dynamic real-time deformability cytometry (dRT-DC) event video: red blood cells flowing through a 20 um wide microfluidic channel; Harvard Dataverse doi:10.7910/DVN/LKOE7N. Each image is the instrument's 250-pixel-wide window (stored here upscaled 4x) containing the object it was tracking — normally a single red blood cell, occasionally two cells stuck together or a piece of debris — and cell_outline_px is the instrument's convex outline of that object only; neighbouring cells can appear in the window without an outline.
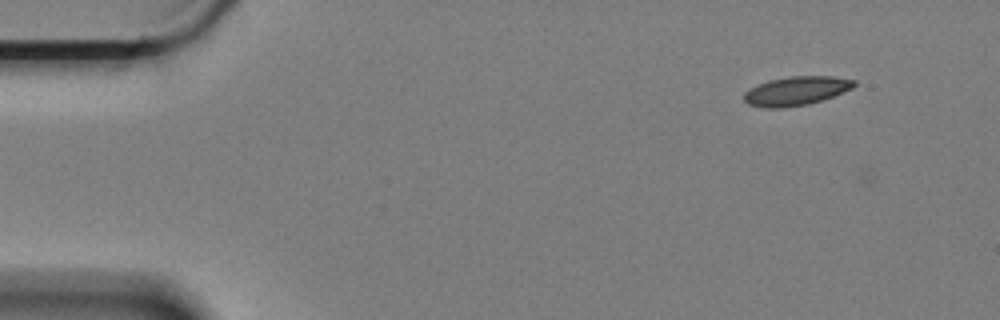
{"species": "Egyptian fruit bat (a non-hibernating species)", "species_latin": "Rousettus aegyptiacus", "temperature_condition": "cold", "stored_images_in_passage": 5, "camera_frame_rate_fps": 3000, "um_per_image_px": 0.085, "animal": {"sex": "female"}, "frame": {"image": 1, "passage_image": 1, "time_ms": 0.0, "image_size_px": [1000, 320], "cell_outline_px": [[856, 84], [852, 88], [832, 96], [808, 104], [780, 108], [764, 108], [748, 104], [744, 100], [744, 92], [748, 88], [768, 80], [788, 76], [832, 76], [856, 80]], "centroid_in_image_um": [67.63, 7.72], "position_along_channel_um": 17.4, "area_um2": 18.55}}
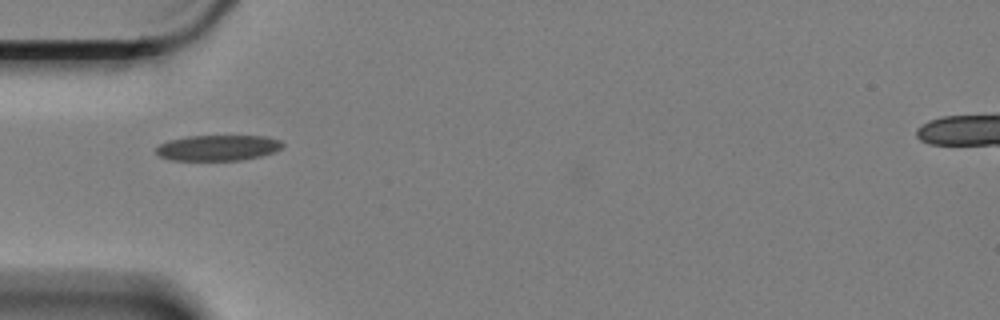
{"frame": {"image": 2, "passage_image": 4, "time_ms": 1.0, "image_size_px": [1000, 320], "cell_outline_px": [[284, 144], [276, 152], [260, 156], [240, 160], [172, 160], [160, 156], [156, 152], [156, 148], [160, 144], [168, 140], [188, 136], [264, 136], [280, 140]], "centroid_in_image_um": [18.53, 12.56], "position_along_channel_um": 66.5, "area_um2": 18.84}}
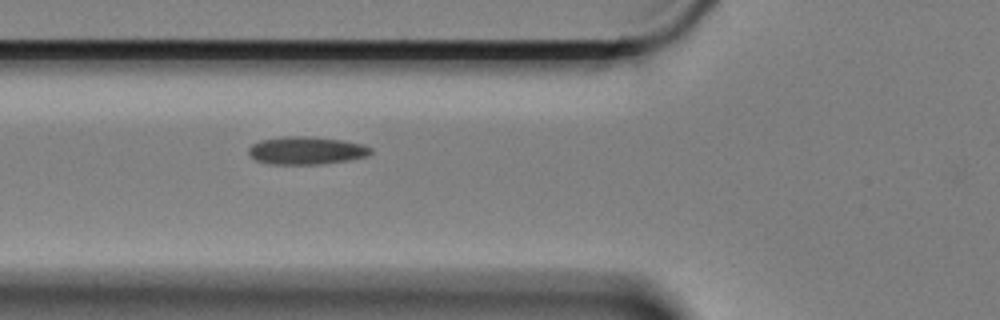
{"frame": {"image": 3, "passage_image": 5, "time_ms": 1.333, "image_size_px": [1000, 320], "cell_outline_px": [[372, 152], [368, 156], [348, 160], [320, 164], [268, 164], [256, 160], [248, 152], [248, 148], [252, 144], [260, 140], [284, 136], [304, 136], [344, 140], [364, 144], [372, 148]], "centroid_in_image_um": [26.05, 12.79], "position_along_channel_um": 99.7, "area_um2": 19.88}}